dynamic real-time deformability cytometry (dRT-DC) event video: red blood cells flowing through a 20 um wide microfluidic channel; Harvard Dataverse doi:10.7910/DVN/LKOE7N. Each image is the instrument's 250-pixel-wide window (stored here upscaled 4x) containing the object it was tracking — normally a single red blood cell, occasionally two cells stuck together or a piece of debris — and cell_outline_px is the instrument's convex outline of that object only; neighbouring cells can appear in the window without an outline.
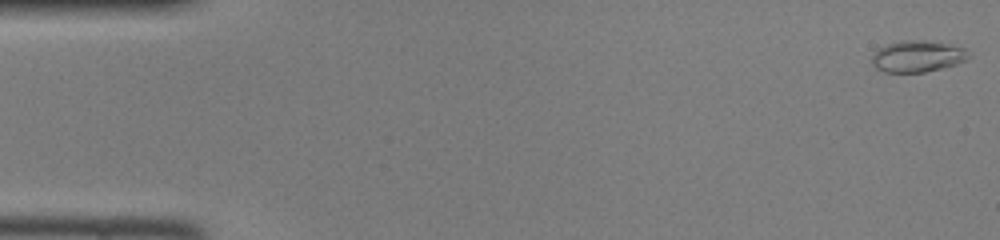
{"species": "common noctule bat (a hibernating species)", "species_latin": "Nyctalus noctula", "temperature_condition": "room temperature", "stored_images_in_passage": 46, "camera_frame_rate_fps": 3000, "um_per_image_px": 0.085, "animal": {"sex": "female", "body_mass_g": 22.0, "forearm_length_mm": 56.7}, "frame": {"image": 1, "passage_image": 1, "time_ms": 0.0, "image_size_px": [1000, 240], "cell_outline_px": [[964, 60], [956, 64], [924, 72], [884, 72], [876, 68], [872, 64], [872, 56], [880, 48], [888, 44], [900, 40], [924, 40], [964, 48]], "centroid_in_image_um": [77.88, 4.79], "position_along_channel_um": 7.1, "area_um2": 17.11}}
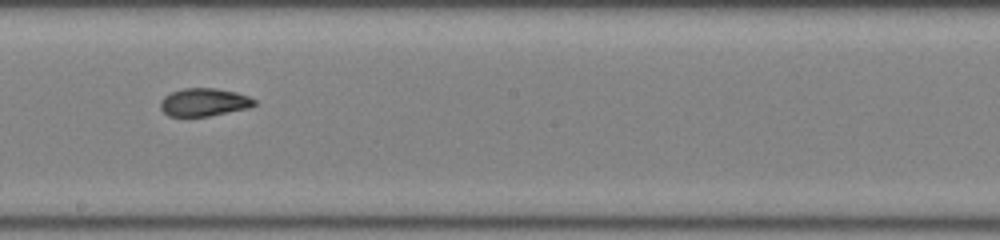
{"frame": {"image": 2, "passage_image": 26, "time_ms": 8.333, "image_size_px": [1000, 240], "cell_outline_px": [[256, 104], [248, 108], [208, 116], [168, 116], [160, 108], [160, 100], [164, 96], [172, 92], [184, 88], [216, 88], [236, 92], [248, 96], [256, 100]], "centroid_in_image_um": [17.33, 8.68], "position_along_channel_um": 230.9, "area_um2": 15.26}}
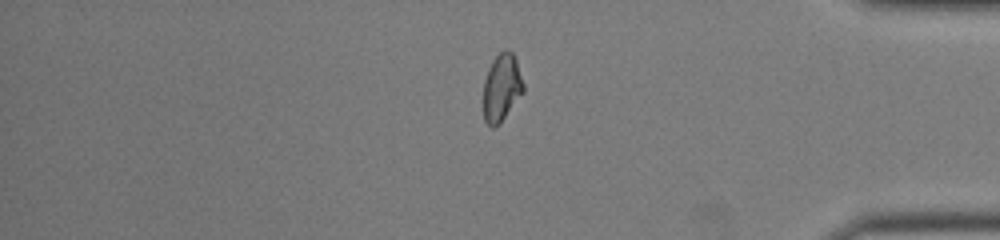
{"frame": {"image": 3, "passage_image": 39, "time_ms": 12.667, "image_size_px": [1000, 240], "cell_outline_px": [[524, 92], [504, 116], [492, 128], [484, 120], [484, 80], [488, 68], [492, 60], [504, 48], [508, 48], [512, 52], [516, 60], [524, 84]], "centroid_in_image_um": [42.64, 7.37], "position_along_channel_um": 392.6, "area_um2": 15.49}}